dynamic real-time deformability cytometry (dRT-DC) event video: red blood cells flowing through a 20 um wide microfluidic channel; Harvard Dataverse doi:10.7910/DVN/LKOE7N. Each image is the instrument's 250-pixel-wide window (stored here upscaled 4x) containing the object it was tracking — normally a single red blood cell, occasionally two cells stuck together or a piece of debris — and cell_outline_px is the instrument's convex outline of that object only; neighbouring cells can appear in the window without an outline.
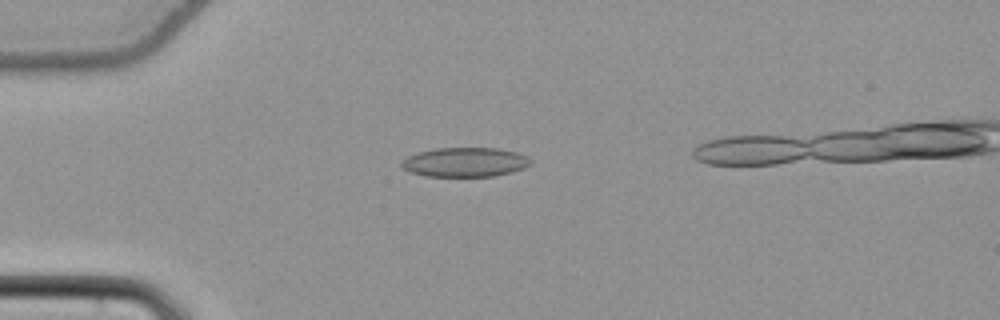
{"species": "common noctule bat (a hibernating species)", "species_latin": "Nyctalus noctula", "temperature_condition": "cold", "stored_images_in_passage": 36, "camera_frame_rate_fps": 3000, "um_per_image_px": 0.085, "animal": {"sex": "female", "body_mass_g": 22.7, "forearm_length_mm": 54.2}, "frame": {"image": 1, "passage_image": 2, "time_ms": 0.333, "image_size_px": [1000, 320], "cell_outline_px": [[532, 164], [524, 168], [512, 172], [492, 176], [424, 176], [408, 172], [400, 164], [408, 156], [416, 152], [436, 148], [496, 148], [516, 152], [532, 160]], "centroid_in_image_um": [39.51, 13.78], "position_along_channel_um": 45.5, "area_um2": 22.08}}
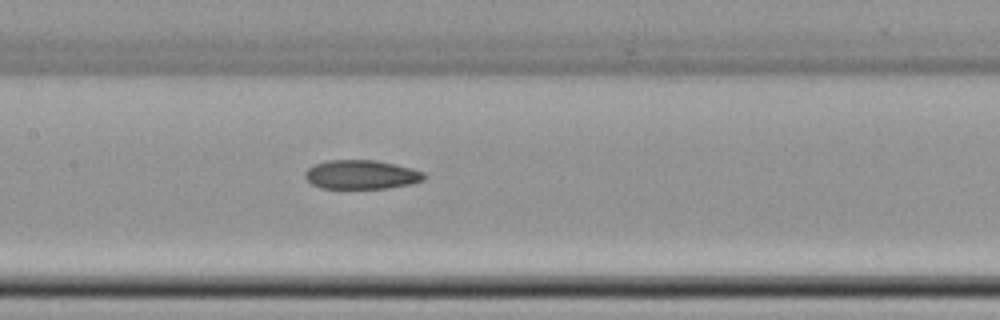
{"frame": {"image": 2, "passage_image": 14, "time_ms": 4.333, "image_size_px": [1000, 320], "cell_outline_px": [[428, 176], [424, 180], [412, 184], [388, 188], [320, 188], [312, 184], [304, 176], [304, 172], [312, 164], [328, 160], [376, 160], [412, 168], [424, 172]], "centroid_in_image_um": [30.73, 14.84], "position_along_channel_um": 176.7, "area_um2": 20.35}}
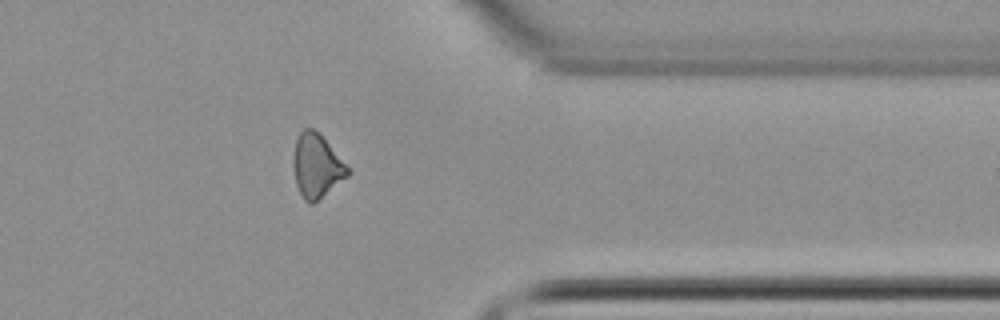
{"frame": {"image": 3, "passage_image": 31, "time_ms": 10.0, "image_size_px": [1000, 320], "cell_outline_px": [[352, 172], [348, 176], [312, 204], [308, 204], [304, 200], [296, 184], [292, 164], [292, 160], [296, 140], [300, 132], [304, 128], [312, 128], [320, 132]], "centroid_in_image_um": [26.9, 14.08], "position_along_channel_um": 384.5, "area_um2": 20.23}}